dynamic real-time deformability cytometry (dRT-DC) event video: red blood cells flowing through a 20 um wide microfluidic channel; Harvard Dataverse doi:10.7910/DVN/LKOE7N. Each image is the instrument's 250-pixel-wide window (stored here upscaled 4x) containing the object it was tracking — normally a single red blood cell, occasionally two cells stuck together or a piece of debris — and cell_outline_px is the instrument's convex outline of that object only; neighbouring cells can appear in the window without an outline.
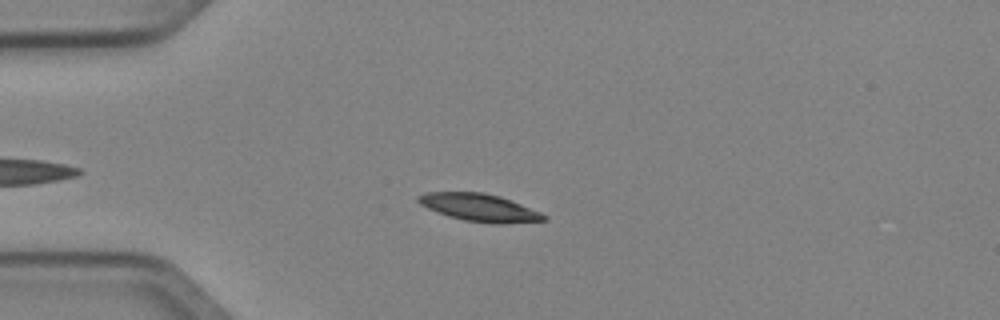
{"species": "Egyptian fruit bat (a non-hibernating species)", "species_latin": "Rousettus aegyptiacus", "temperature_condition": "cold", "stored_images_in_passage": 36, "camera_frame_rate_fps": 3000, "um_per_image_px": 0.085, "animal": {"sex": "female"}, "frame": {"image": 1, "passage_image": 9, "time_ms": 2.667, "image_size_px": [1000, 320], "cell_outline_px": [[548, 220], [500, 224], [496, 224], [464, 220], [448, 216], [428, 208], [420, 204], [416, 200], [416, 196], [428, 192], [484, 192], [500, 196], [540, 212], [548, 216]], "centroid_in_image_um": [40.75, 17.64], "position_along_channel_um": 44.2, "area_um2": 20.11}}
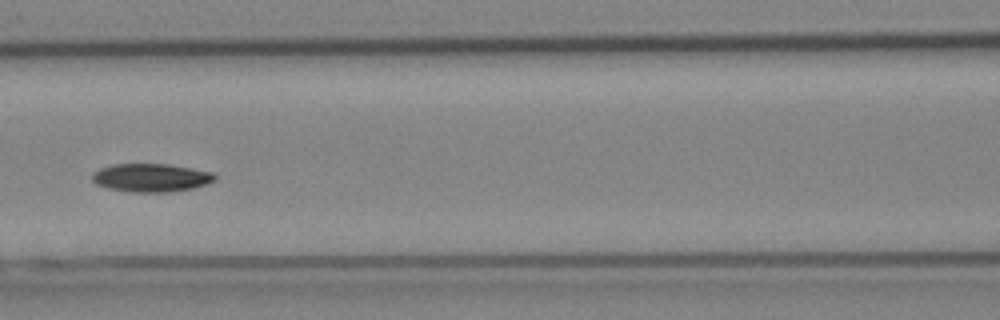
{"frame": {"image": 2, "passage_image": 19, "time_ms": 6.0, "image_size_px": [1000, 320], "cell_outline_px": [[216, 180], [192, 188], [168, 192], [128, 192], [108, 188], [96, 184], [92, 180], [92, 172], [100, 168], [112, 164], [168, 164], [192, 168], [212, 172], [216, 176]], "centroid_in_image_um": [12.81, 15.1], "position_along_channel_um": 153.8, "area_um2": 20.23}}
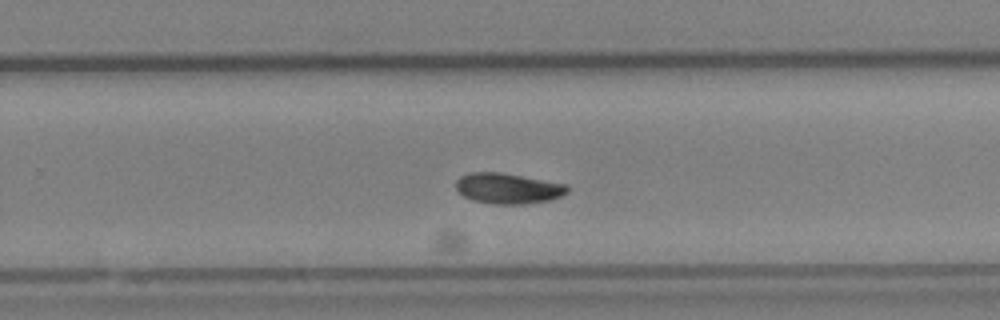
{"frame": {"image": 3, "passage_image": 29, "time_ms": 9.333, "image_size_px": [1000, 320], "cell_outline_px": [[568, 192], [560, 196], [548, 200], [524, 204], [492, 204], [472, 200], [464, 196], [456, 188], [456, 180], [460, 176], [468, 172], [500, 172], [568, 184]], "centroid_in_image_um": [43.16, 16.0], "position_along_channel_um": 286.6, "area_um2": 19.88}, "authors_computed_cell_mechanics": {"area_um2": 19.8543, "velocity_mm_per_s": 3.9946, "shape_relaxation_time_tau1_ms": 2.162, "shape_relaxation_time_tau2_ms": null, "deformation_change_tau1": 0.1069, "deformation_change_tau2": null}}